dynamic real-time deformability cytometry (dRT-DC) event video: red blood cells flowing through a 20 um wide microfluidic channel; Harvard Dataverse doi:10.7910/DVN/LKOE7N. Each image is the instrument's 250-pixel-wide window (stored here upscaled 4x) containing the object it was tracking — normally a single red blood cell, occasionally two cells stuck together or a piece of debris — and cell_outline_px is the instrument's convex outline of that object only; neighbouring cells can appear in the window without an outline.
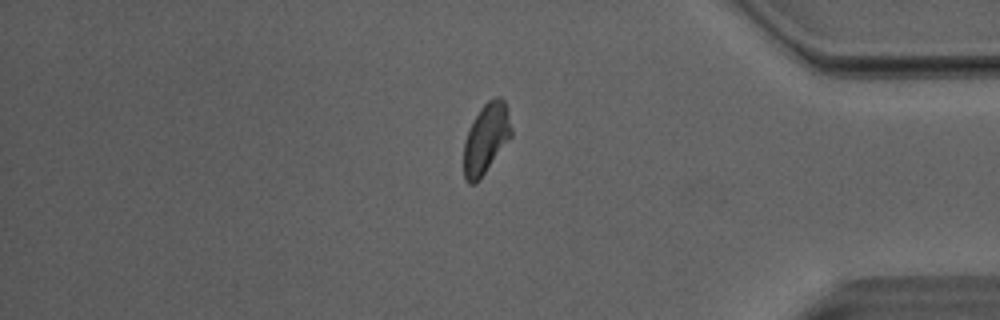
{"species": "Egyptian fruit bat (a non-hibernating species)", "species_latin": "Rousettus aegyptiacus", "temperature_condition": "room temperature", "stored_images_in_passage": 33, "camera_frame_rate_fps": 3000, "um_per_image_px": 0.085, "animal": {"sex": "male"}, "frame": {"image": 1, "passage_image": 32, "time_ms": 10.333, "image_size_px": [1000, 320], "cell_outline_px": [[512, 136], [480, 180], [472, 184], [468, 184], [464, 180], [464, 140], [468, 128], [472, 120], [480, 108], [488, 100], [496, 96], [500, 96], [504, 100], [508, 108], [512, 128]], "centroid_in_image_um": [41.32, 11.76], "position_along_channel_um": 393.9, "area_um2": 19.88}}